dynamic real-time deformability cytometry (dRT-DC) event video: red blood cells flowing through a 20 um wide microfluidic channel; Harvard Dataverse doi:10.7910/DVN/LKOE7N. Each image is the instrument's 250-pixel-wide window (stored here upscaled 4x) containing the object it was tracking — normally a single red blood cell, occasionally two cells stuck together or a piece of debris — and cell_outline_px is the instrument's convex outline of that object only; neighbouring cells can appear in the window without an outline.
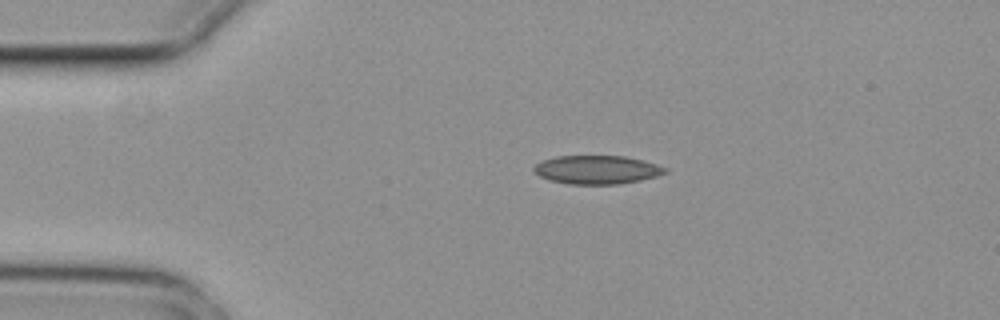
{"species": "common noctule bat (a hibernating species)", "species_latin": "Nyctalus noctula", "temperature_condition": "cold", "stored_images_in_passage": 3, "segment_of_instrument_passage": [1, 2], "camera_frame_rate_fps": 3000, "um_per_image_px": 0.085, "animal": {"sex": "female", "body_mass_g": 29.2, "forearm_length_mm": 56.3}, "frame": {"image": 1, "passage_image": 1, "time_ms": 0.0, "image_size_px": [1000, 320], "cell_outline_px": [[668, 172], [656, 176], [640, 180], [620, 184], [568, 184], [548, 180], [540, 176], [532, 168], [536, 164], [544, 160], [556, 156], [624, 156], [656, 164], [668, 168]], "centroid_in_image_um": [50.74, 14.43], "position_along_channel_um": 34.3, "area_um2": 21.73}}